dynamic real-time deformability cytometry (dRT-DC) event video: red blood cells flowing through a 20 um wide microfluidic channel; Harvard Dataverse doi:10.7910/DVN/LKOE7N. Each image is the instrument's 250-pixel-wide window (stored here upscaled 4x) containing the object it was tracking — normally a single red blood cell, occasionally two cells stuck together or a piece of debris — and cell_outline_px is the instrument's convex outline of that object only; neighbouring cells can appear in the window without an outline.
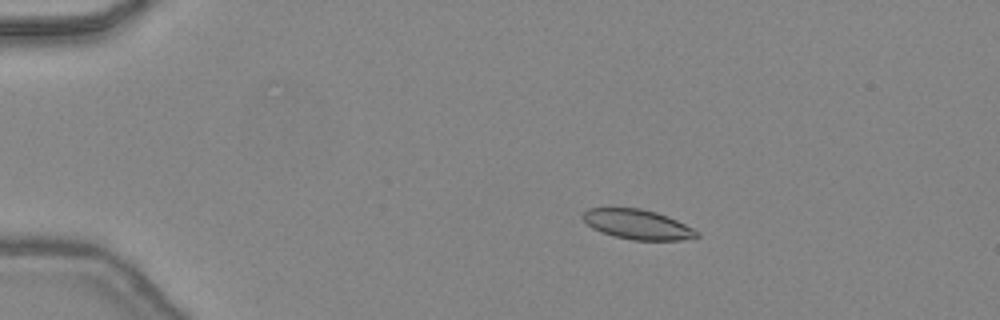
{"species": "common noctule bat (a hibernating species)", "species_latin": "Nyctalus noctula", "temperature_condition": "warm", "stored_images_in_passage": 42, "camera_frame_rate_fps": 3000, "um_per_image_px": 0.085, "animal": {"sex": "female", "body_mass_g": 24.6, "forearm_length_mm": 56.2}, "frame": {"image": 1, "passage_image": 6, "time_ms": 1.667, "image_size_px": [1000, 320], "cell_outline_px": [[700, 236], [680, 240], [632, 240], [600, 232], [592, 228], [580, 216], [588, 208], [640, 208], [656, 212], [668, 216], [700, 232]], "centroid_in_image_um": [54.18, 19.07], "position_along_channel_um": 30.8, "area_um2": 19.71}}
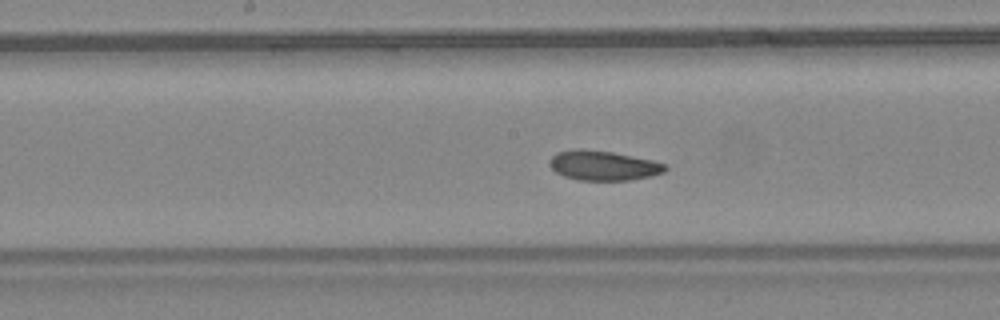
{"frame": {"image": 2, "passage_image": 22, "time_ms": 7.0, "image_size_px": [1000, 320], "cell_outline_px": [[668, 168], [664, 172], [648, 176], [628, 180], [576, 180], [564, 176], [556, 172], [552, 168], [552, 156], [556, 152], [612, 152], [652, 160], [664, 164]], "centroid_in_image_um": [51.35, 14.12], "position_along_channel_um": 196.9, "area_um2": 18.9}}
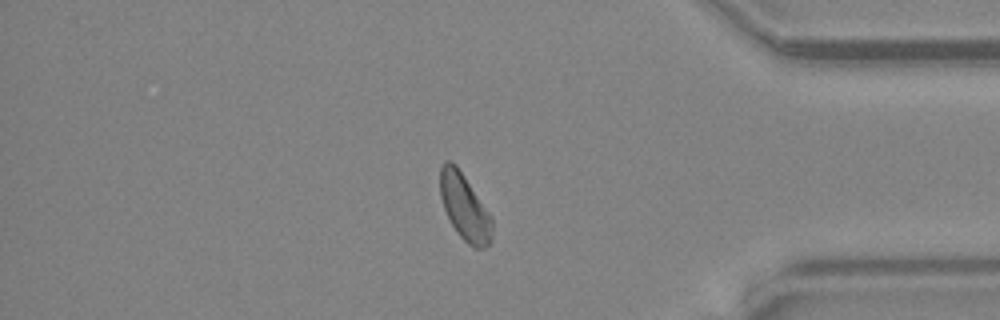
{"frame": {"image": 3, "passage_image": 37, "time_ms": 12.0, "image_size_px": [1000, 320], "cell_outline_px": [[492, 240], [484, 248], [472, 248], [456, 232], [444, 208], [440, 196], [440, 168], [444, 160], [452, 160], [456, 164], [492, 216]], "centroid_in_image_um": [39.49, 17.59], "position_along_channel_um": 395.7, "area_um2": 20.17}}